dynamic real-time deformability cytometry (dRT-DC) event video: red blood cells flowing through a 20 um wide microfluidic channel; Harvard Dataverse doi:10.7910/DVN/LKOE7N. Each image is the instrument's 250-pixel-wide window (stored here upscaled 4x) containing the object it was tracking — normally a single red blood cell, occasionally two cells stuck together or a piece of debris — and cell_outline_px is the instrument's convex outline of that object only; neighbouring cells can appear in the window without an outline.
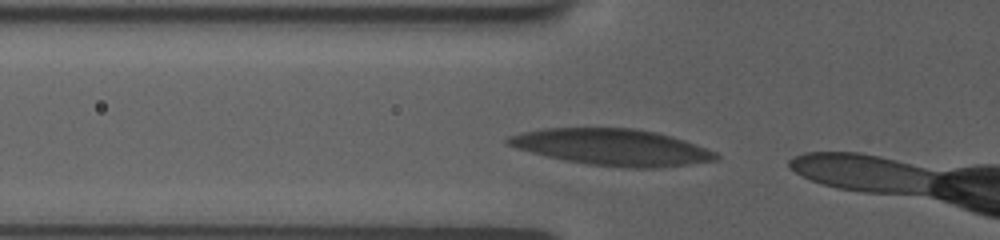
{"species": "human", "species_latin": "Homo sapiens", "temperature_condition": "room temperature", "stored_images_in_passage": 6, "camera_frame_rate_fps": 3000, "um_per_image_px": 0.085, "donor": {"sex": "female"}, "frame": {"image": 1, "passage_image": 3, "time_ms": 0.667, "image_size_px": [1000, 240], "cell_outline_px": [[720, 160], [660, 168], [628, 168], [588, 164], [564, 160], [516, 148], [504, 144], [504, 140], [508, 136], [524, 132], [544, 128], [636, 128], [656, 132], [672, 136], [696, 144], [716, 152], [720, 156]], "centroid_in_image_um": [52.06, 12.51], "position_along_channel_um": 73.7, "area_um2": 44.33}}